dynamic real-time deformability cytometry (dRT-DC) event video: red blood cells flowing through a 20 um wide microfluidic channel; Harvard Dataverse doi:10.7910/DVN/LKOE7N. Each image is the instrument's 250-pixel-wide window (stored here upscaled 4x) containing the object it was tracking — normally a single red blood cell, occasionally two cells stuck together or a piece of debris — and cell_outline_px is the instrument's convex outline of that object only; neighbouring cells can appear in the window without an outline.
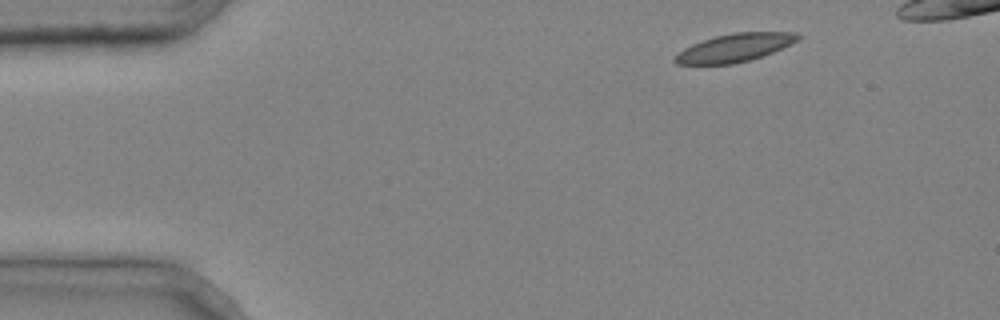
{"species": "common noctule bat (a hibernating species)", "species_latin": "Nyctalus noctula", "temperature_condition": "cold", "stored_images_in_passage": 4, "camera_frame_rate_fps": 3000, "um_per_image_px": 0.085, "animal": {"sex": "male", "body_mass_g": 20.4}, "frame": {"image": 1, "passage_image": 1, "time_ms": 0.0, "image_size_px": [1000, 320], "cell_outline_px": [[804, 36], [800, 40], [772, 52], [748, 60], [732, 64], [676, 64], [672, 60], [684, 48], [692, 44], [716, 36], [732, 32], [796, 32]], "centroid_in_image_um": [62.49, 4.04], "position_along_channel_um": 22.5, "area_um2": 20.0}}